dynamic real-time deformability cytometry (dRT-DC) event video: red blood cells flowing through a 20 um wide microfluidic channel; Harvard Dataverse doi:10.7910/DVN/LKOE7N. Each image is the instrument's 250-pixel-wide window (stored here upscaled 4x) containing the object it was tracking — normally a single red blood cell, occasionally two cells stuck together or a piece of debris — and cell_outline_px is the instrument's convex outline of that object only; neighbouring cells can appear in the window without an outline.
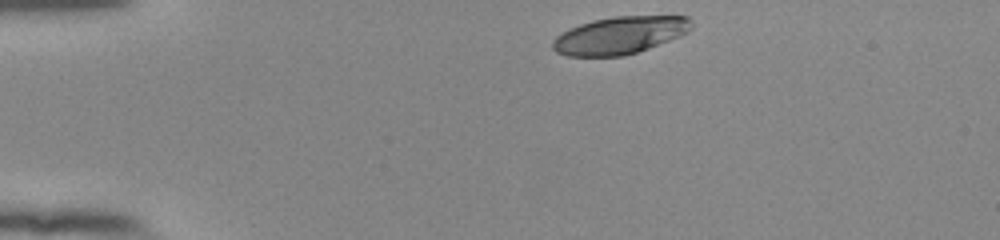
{"species": "human", "species_latin": "Homo sapiens", "temperature_condition": "room temperature", "stored_images_in_passage": 37, "camera_frame_rate_fps": 3000, "um_per_image_px": 0.085, "donor": {"sex": "female"}, "frame": {"image": 1, "passage_image": 1, "time_ms": 0.0, "image_size_px": [1000, 240], "cell_outline_px": [[692, 28], [688, 32], [680, 36], [648, 48], [624, 56], [568, 56], [556, 52], [552, 48], [552, 40], [556, 36], [580, 24], [592, 20], [616, 16], [688, 16], [692, 20]], "centroid_in_image_um": [52.7, 3.0], "position_along_channel_um": 32.3, "area_um2": 30.17}}
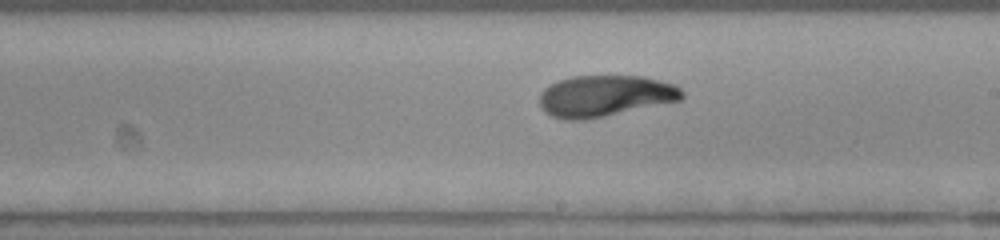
{"frame": {"image": 2, "passage_image": 22, "time_ms": 7.0, "image_size_px": [1000, 240], "cell_outline_px": [[684, 96], [680, 100], [604, 116], [584, 120], [564, 120], [552, 116], [544, 112], [540, 108], [540, 92], [548, 84], [572, 76], [644, 76], [676, 84], [684, 92]], "centroid_in_image_um": [51.4, 8.15], "position_along_channel_um": 237.6, "area_um2": 34.45}}
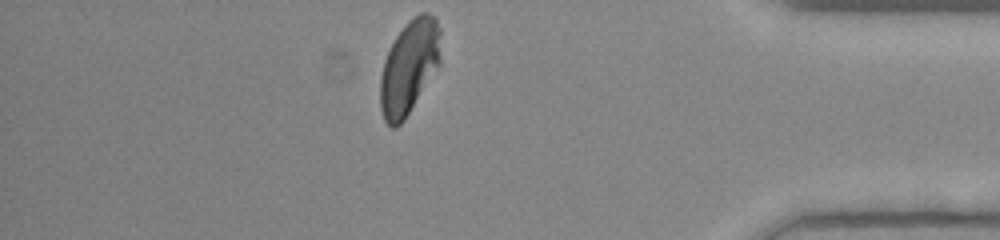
{"frame": {"image": 3, "passage_image": 37, "time_ms": 12.0, "image_size_px": [1000, 240], "cell_outline_px": [[440, 64], [404, 120], [396, 128], [392, 128], [384, 120], [380, 108], [380, 76], [384, 60], [396, 36], [408, 20], [420, 12], [428, 12], [436, 16], [440, 28]], "centroid_in_image_um": [34.78, 5.68], "position_along_channel_um": 400.4, "area_um2": 33.18}, "authors_computed_cell_mechanics": {"area_um2": 33.9286, "velocity_mm_per_s": 3.8582, "shape_relaxation_time_tau1_ms": 4.6627, "shape_relaxation_time_tau2_ms": 1.6348, "deformation_change_tau1": 0.1829, "deformation_change_tau2": 0.0594}}